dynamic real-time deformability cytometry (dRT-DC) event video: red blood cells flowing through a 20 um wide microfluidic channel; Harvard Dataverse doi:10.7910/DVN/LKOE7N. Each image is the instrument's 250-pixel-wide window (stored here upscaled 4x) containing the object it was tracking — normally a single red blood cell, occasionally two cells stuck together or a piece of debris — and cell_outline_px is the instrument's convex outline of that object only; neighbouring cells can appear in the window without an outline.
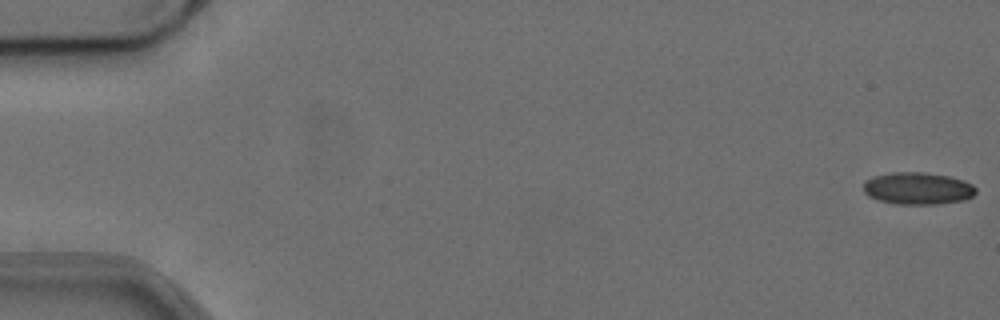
{"species": "common noctule bat (a hibernating species)", "species_latin": "Nyctalus noctula", "temperature_condition": "cold", "stored_images_in_passage": 55, "camera_frame_rate_fps": 3000, "um_per_image_px": 0.085, "animal": {"sex": "female", "body_mass_g": 24.6, "forearm_length_mm": 56.2}, "frame": {"image": 1, "passage_image": 1, "time_ms": 0.0, "image_size_px": [1000, 320], "cell_outline_px": [[976, 192], [972, 196], [964, 200], [940, 204], [896, 204], [880, 200], [868, 196], [864, 192], [864, 180], [872, 176], [892, 172], [924, 172], [948, 176], [964, 180], [972, 184], [976, 188]], "centroid_in_image_um": [78.0, 16.01], "position_along_channel_um": 7.0, "area_um2": 21.21}}
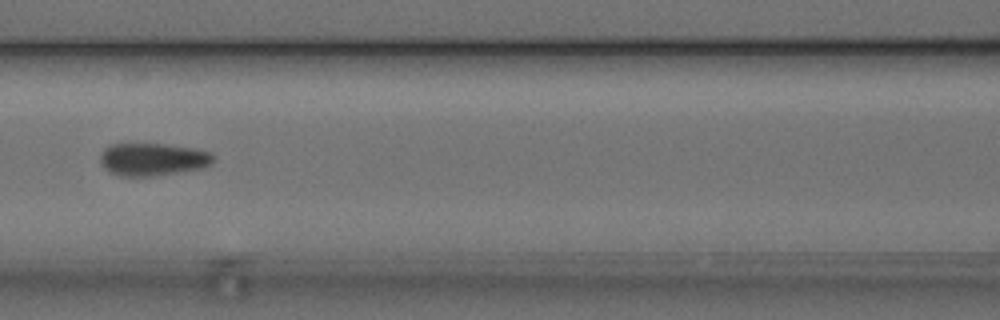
{"frame": {"image": 2, "passage_image": 25, "time_ms": 8.0, "image_size_px": [1000, 320], "cell_outline_px": [[212, 164], [204, 168], [152, 176], [120, 176], [108, 172], [100, 164], [100, 156], [104, 148], [108, 144], [164, 144], [192, 148], [212, 152]], "centroid_in_image_um": [12.94, 13.55], "position_along_channel_um": 153.7, "area_um2": 21.62}}
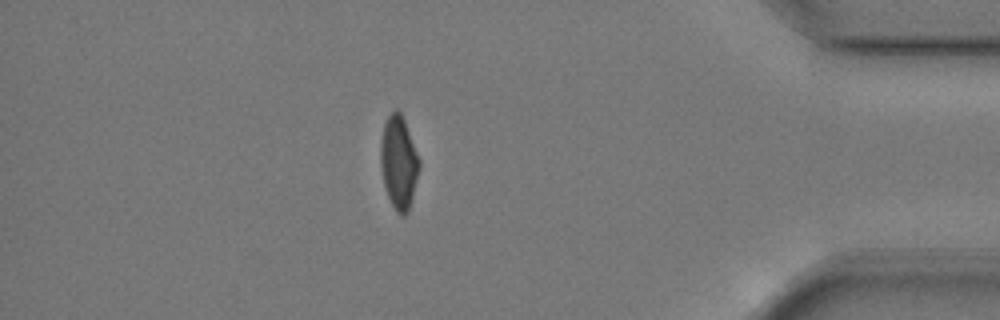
{"frame": {"image": 3, "passage_image": 48, "time_ms": 15.667, "image_size_px": [1000, 320], "cell_outline_px": [[420, 168], [408, 212], [404, 216], [400, 216], [396, 212], [388, 196], [384, 184], [380, 164], [380, 144], [384, 124], [388, 116], [396, 108], [400, 112], [404, 120], [420, 160]], "centroid_in_image_um": [33.89, 13.82], "position_along_channel_um": 401.3, "area_um2": 20.87}, "authors_computed_cell_mechanics": {"area_um2": 21.4438, "velocity_mm_per_s": 3.7502, "shape_relaxation_time_tau1_ms": null, "shape_relaxation_time_tau2_ms": 1.2815, "deformation_change_tau1": null, "deformation_change_tau2": 0.0616}}